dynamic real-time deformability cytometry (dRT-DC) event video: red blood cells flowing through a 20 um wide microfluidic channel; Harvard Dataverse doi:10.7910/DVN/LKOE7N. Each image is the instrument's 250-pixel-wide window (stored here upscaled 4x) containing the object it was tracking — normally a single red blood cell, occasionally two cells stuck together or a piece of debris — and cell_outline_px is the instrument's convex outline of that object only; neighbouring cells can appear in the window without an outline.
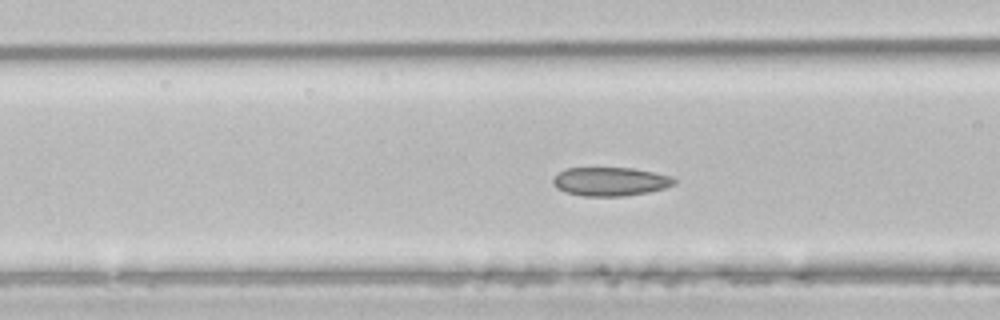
{"species": "common noctule bat (a hibernating species)", "species_latin": "Nyctalus noctula", "temperature_condition": "room temperature", "stored_images_in_passage": 52, "camera_frame_rate_fps": 3000, "um_per_image_px": 0.085, "animal": {"sex": "male", "body_mass_g": 21.5, "forearm_length_mm": 52.0}, "frame": {"image": 1, "passage_image": 20, "time_ms": 6.333, "image_size_px": [1000, 320], "cell_outline_px": [[676, 184], [664, 188], [648, 192], [624, 196], [584, 196], [568, 192], [556, 188], [552, 184], [552, 180], [564, 168], [632, 168], [652, 172], [668, 176], [676, 180]], "centroid_in_image_um": [51.86, 15.43], "position_along_channel_um": 114.7, "area_um2": 20.06}}
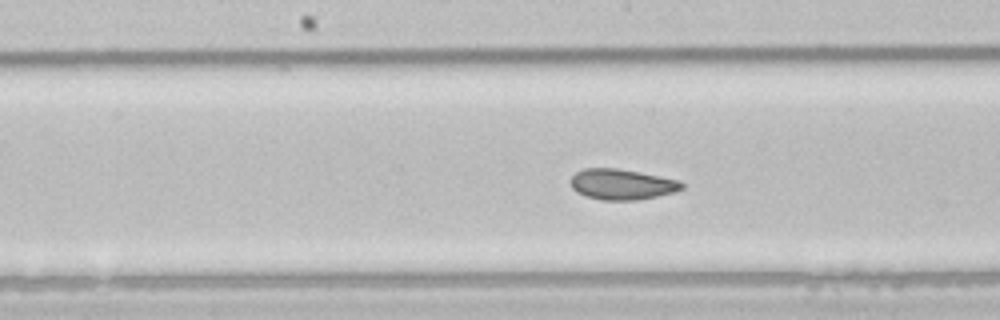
{"frame": {"image": 2, "passage_image": 26, "time_ms": 8.333, "image_size_px": [1000, 320], "cell_outline_px": [[684, 188], [676, 192], [636, 200], [600, 200], [584, 196], [576, 192], [572, 188], [572, 176], [576, 172], [584, 168], [616, 168], [640, 172], [680, 180], [684, 184]], "centroid_in_image_um": [52.87, 15.67], "position_along_channel_um": 195.3, "area_um2": 19.94}}
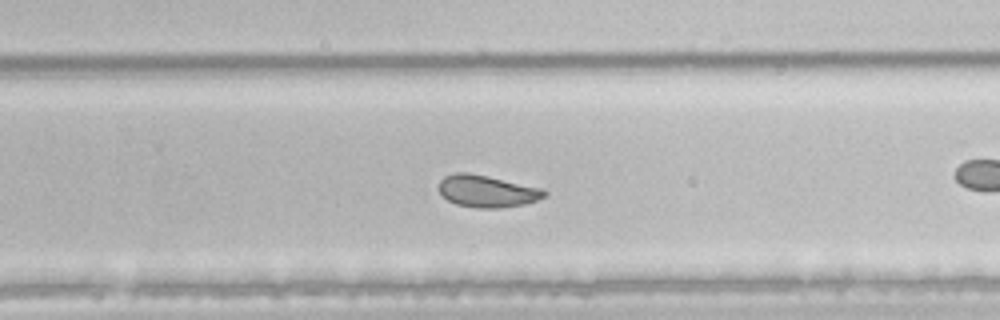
{"frame": {"image": 3, "passage_image": 33, "time_ms": 10.667, "image_size_px": [1000, 320], "cell_outline_px": [[548, 196], [524, 204], [500, 208], [476, 208], [456, 204], [448, 200], [440, 192], [440, 180], [444, 176], [456, 172], [468, 172], [488, 176], [544, 188], [548, 192]], "centroid_in_image_um": [41.44, 16.25], "position_along_channel_um": 288.4, "area_um2": 19.83}, "authors_computed_cell_mechanics": {"area_um2": 22.5131, "velocity_mm_per_s": 4.0155, "shape_relaxation_time_tau1_ms": 4.4382, "shape_relaxation_time_tau2_ms": 2.0224, "deformation_change_tau1": 0.0909, "deformation_change_tau2": 0.0534}}